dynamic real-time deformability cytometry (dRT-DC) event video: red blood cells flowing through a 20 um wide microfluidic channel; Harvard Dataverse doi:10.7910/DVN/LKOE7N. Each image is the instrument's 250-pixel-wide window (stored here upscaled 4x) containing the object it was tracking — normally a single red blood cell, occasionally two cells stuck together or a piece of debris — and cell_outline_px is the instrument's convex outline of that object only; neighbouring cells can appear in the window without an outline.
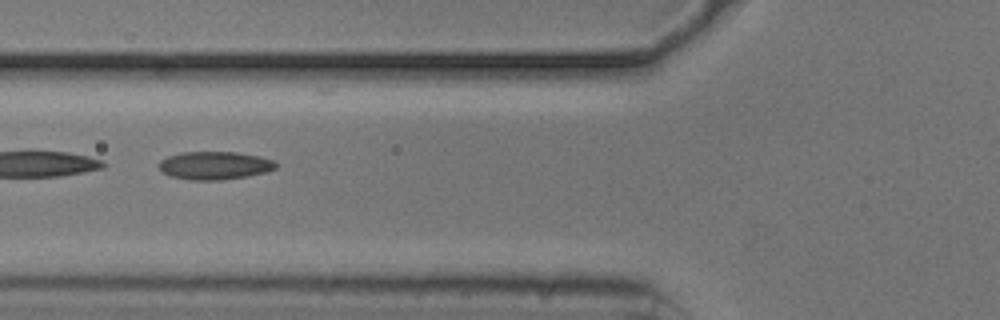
{"species": "common noctule bat (a hibernating species)", "species_latin": "Nyctalus noctula", "temperature_condition": "cold", "stored_images_in_passage": 44, "camera_frame_rate_fps": 3000, "um_per_image_px": 0.085, "animal": {"sex": "male", "body_mass_g": 20.5, "forearm_length_mm": 52.5}, "frame": {"image": 1, "passage_image": 12, "time_ms": 3.667, "image_size_px": [1000, 320], "cell_outline_px": [[276, 168], [268, 172], [248, 176], [220, 180], [188, 180], [168, 176], [160, 168], [160, 160], [168, 156], [184, 152], [236, 152], [260, 156], [272, 160], [276, 164]], "centroid_in_image_um": [18.26, 14.07], "position_along_channel_um": 107.5, "area_um2": 19.13}}
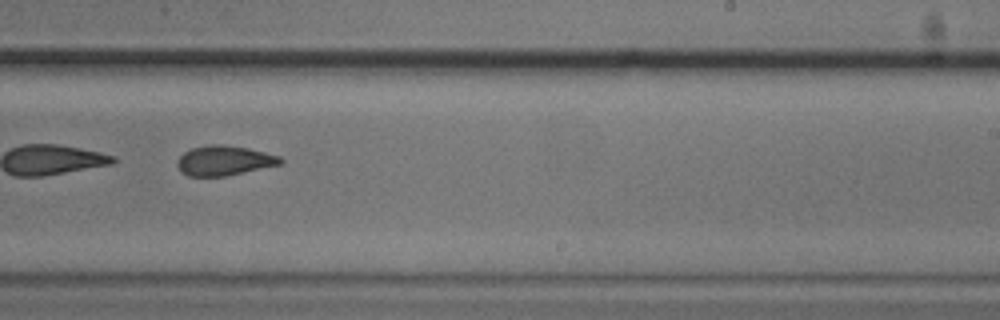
{"frame": {"image": 2, "passage_image": 25, "time_ms": 8.0, "image_size_px": [1000, 320], "cell_outline_px": [[284, 164], [224, 176], [188, 176], [176, 164], [176, 160], [184, 152], [192, 148], [208, 144], [220, 144], [248, 148], [280, 156], [284, 160]], "centroid_in_image_um": [19.09, 13.64], "position_along_channel_um": 269.9, "area_um2": 17.92}}
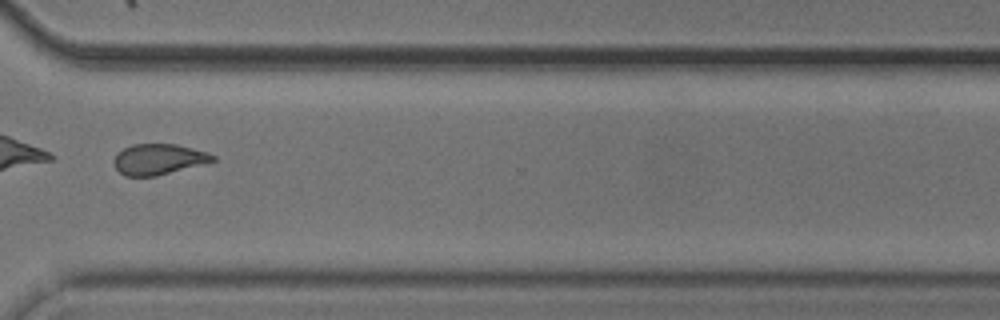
{"frame": {"image": 3, "passage_image": 32, "time_ms": 10.333, "image_size_px": [1000, 320], "cell_outline_px": [[216, 160], [156, 176], [124, 176], [116, 168], [112, 160], [116, 152], [132, 144], [176, 144], [208, 152], [216, 156]], "centroid_in_image_um": [13.44, 13.53], "position_along_channel_um": 357.2, "area_um2": 17.69}, "authors_computed_cell_mechanics": {"area_um2": 19.1318, "velocity_mm_per_s": 3.7398, "shape_relaxation_time_tau1_ms": 10.5918, "shape_relaxation_time_tau2_ms": 3.0571, "deformation_change_tau1": 0.1578, "deformation_change_tau2": 0.0786}}